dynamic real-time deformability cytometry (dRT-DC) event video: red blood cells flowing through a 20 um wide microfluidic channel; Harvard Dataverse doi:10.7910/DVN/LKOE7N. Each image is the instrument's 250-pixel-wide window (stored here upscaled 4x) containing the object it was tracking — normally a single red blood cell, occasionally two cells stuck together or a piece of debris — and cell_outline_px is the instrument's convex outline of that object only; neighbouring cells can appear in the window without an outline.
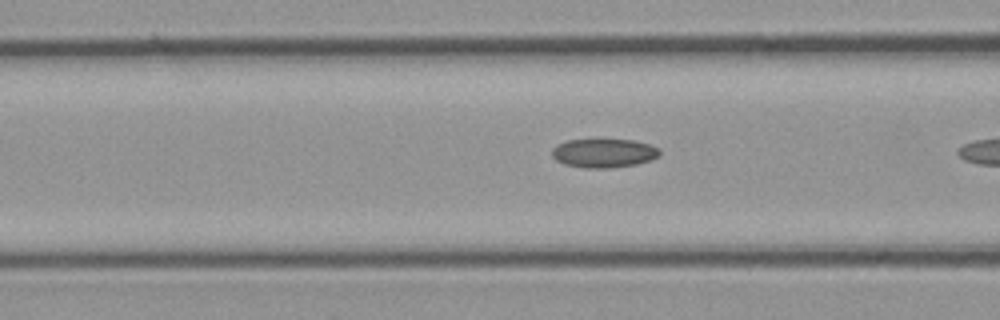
{"species": "common noctule bat (a hibernating species)", "species_latin": "Nyctalus noctula", "temperature_condition": "cold", "stored_images_in_passage": 11, "camera_frame_rate_fps": 3000, "um_per_image_px": 0.085, "animal": {"sex": "male", "body_mass_g": 23.1, "forearm_length_mm": 52.7}, "frame": {"image": 1, "passage_image": 10, "time_ms": 3.0, "image_size_px": [1000, 320], "cell_outline_px": [[660, 156], [652, 160], [636, 164], [608, 168], [584, 168], [564, 164], [556, 160], [552, 156], [552, 148], [556, 144], [568, 140], [636, 140], [660, 148]], "centroid_in_image_um": [51.33, 13.02], "position_along_channel_um": 115.3, "area_um2": 18.21}}